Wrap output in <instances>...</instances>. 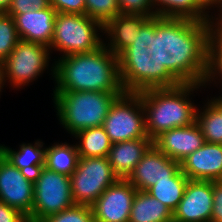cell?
Segmentation results:
<instances>
[{
    "label": "cell",
    "instance_id": "obj_4",
    "mask_svg": "<svg viewBox=\"0 0 222 222\" xmlns=\"http://www.w3.org/2000/svg\"><path fill=\"white\" fill-rule=\"evenodd\" d=\"M57 117L68 133L102 126L114 100L122 94L99 91L53 92Z\"/></svg>",
    "mask_w": 222,
    "mask_h": 222
},
{
    "label": "cell",
    "instance_id": "obj_23",
    "mask_svg": "<svg viewBox=\"0 0 222 222\" xmlns=\"http://www.w3.org/2000/svg\"><path fill=\"white\" fill-rule=\"evenodd\" d=\"M79 143H76L78 156L108 157L112 142L102 126L83 129L73 135Z\"/></svg>",
    "mask_w": 222,
    "mask_h": 222
},
{
    "label": "cell",
    "instance_id": "obj_41",
    "mask_svg": "<svg viewBox=\"0 0 222 222\" xmlns=\"http://www.w3.org/2000/svg\"><path fill=\"white\" fill-rule=\"evenodd\" d=\"M211 101L222 111V97L218 96L217 98H211Z\"/></svg>",
    "mask_w": 222,
    "mask_h": 222
},
{
    "label": "cell",
    "instance_id": "obj_12",
    "mask_svg": "<svg viewBox=\"0 0 222 222\" xmlns=\"http://www.w3.org/2000/svg\"><path fill=\"white\" fill-rule=\"evenodd\" d=\"M213 181L188 179L183 198L173 211V222H210Z\"/></svg>",
    "mask_w": 222,
    "mask_h": 222
},
{
    "label": "cell",
    "instance_id": "obj_27",
    "mask_svg": "<svg viewBox=\"0 0 222 222\" xmlns=\"http://www.w3.org/2000/svg\"><path fill=\"white\" fill-rule=\"evenodd\" d=\"M19 40L13 17L0 13V63L10 55Z\"/></svg>",
    "mask_w": 222,
    "mask_h": 222
},
{
    "label": "cell",
    "instance_id": "obj_25",
    "mask_svg": "<svg viewBox=\"0 0 222 222\" xmlns=\"http://www.w3.org/2000/svg\"><path fill=\"white\" fill-rule=\"evenodd\" d=\"M77 146L65 143H54L46 148L45 166L57 173L70 176L78 163Z\"/></svg>",
    "mask_w": 222,
    "mask_h": 222
},
{
    "label": "cell",
    "instance_id": "obj_28",
    "mask_svg": "<svg viewBox=\"0 0 222 222\" xmlns=\"http://www.w3.org/2000/svg\"><path fill=\"white\" fill-rule=\"evenodd\" d=\"M118 14V0H85V15L103 26Z\"/></svg>",
    "mask_w": 222,
    "mask_h": 222
},
{
    "label": "cell",
    "instance_id": "obj_5",
    "mask_svg": "<svg viewBox=\"0 0 222 222\" xmlns=\"http://www.w3.org/2000/svg\"><path fill=\"white\" fill-rule=\"evenodd\" d=\"M119 75L125 92L173 87L180 83L150 58L148 47L128 46L118 55Z\"/></svg>",
    "mask_w": 222,
    "mask_h": 222
},
{
    "label": "cell",
    "instance_id": "obj_14",
    "mask_svg": "<svg viewBox=\"0 0 222 222\" xmlns=\"http://www.w3.org/2000/svg\"><path fill=\"white\" fill-rule=\"evenodd\" d=\"M180 169V162L152 145L126 179L137 190L147 191L157 181L172 178Z\"/></svg>",
    "mask_w": 222,
    "mask_h": 222
},
{
    "label": "cell",
    "instance_id": "obj_1",
    "mask_svg": "<svg viewBox=\"0 0 222 222\" xmlns=\"http://www.w3.org/2000/svg\"><path fill=\"white\" fill-rule=\"evenodd\" d=\"M209 22L151 17L150 58L179 82L205 85L208 76Z\"/></svg>",
    "mask_w": 222,
    "mask_h": 222
},
{
    "label": "cell",
    "instance_id": "obj_43",
    "mask_svg": "<svg viewBox=\"0 0 222 222\" xmlns=\"http://www.w3.org/2000/svg\"><path fill=\"white\" fill-rule=\"evenodd\" d=\"M88 222H102L99 218H97L94 214L89 218Z\"/></svg>",
    "mask_w": 222,
    "mask_h": 222
},
{
    "label": "cell",
    "instance_id": "obj_21",
    "mask_svg": "<svg viewBox=\"0 0 222 222\" xmlns=\"http://www.w3.org/2000/svg\"><path fill=\"white\" fill-rule=\"evenodd\" d=\"M44 143L37 140L33 145L23 143L20 149L15 151L0 145V152L18 169L34 175L41 167L45 166L46 148Z\"/></svg>",
    "mask_w": 222,
    "mask_h": 222
},
{
    "label": "cell",
    "instance_id": "obj_35",
    "mask_svg": "<svg viewBox=\"0 0 222 222\" xmlns=\"http://www.w3.org/2000/svg\"><path fill=\"white\" fill-rule=\"evenodd\" d=\"M0 222H29L25 214L20 210L8 206L0 201Z\"/></svg>",
    "mask_w": 222,
    "mask_h": 222
},
{
    "label": "cell",
    "instance_id": "obj_20",
    "mask_svg": "<svg viewBox=\"0 0 222 222\" xmlns=\"http://www.w3.org/2000/svg\"><path fill=\"white\" fill-rule=\"evenodd\" d=\"M129 222H173V212L147 191L137 190Z\"/></svg>",
    "mask_w": 222,
    "mask_h": 222
},
{
    "label": "cell",
    "instance_id": "obj_39",
    "mask_svg": "<svg viewBox=\"0 0 222 222\" xmlns=\"http://www.w3.org/2000/svg\"><path fill=\"white\" fill-rule=\"evenodd\" d=\"M12 0H0V13H7Z\"/></svg>",
    "mask_w": 222,
    "mask_h": 222
},
{
    "label": "cell",
    "instance_id": "obj_10",
    "mask_svg": "<svg viewBox=\"0 0 222 222\" xmlns=\"http://www.w3.org/2000/svg\"><path fill=\"white\" fill-rule=\"evenodd\" d=\"M50 52L45 45L19 40L2 62L5 83L19 89L35 81L49 66Z\"/></svg>",
    "mask_w": 222,
    "mask_h": 222
},
{
    "label": "cell",
    "instance_id": "obj_11",
    "mask_svg": "<svg viewBox=\"0 0 222 222\" xmlns=\"http://www.w3.org/2000/svg\"><path fill=\"white\" fill-rule=\"evenodd\" d=\"M33 193V175L15 167L0 152V201L28 217L33 208Z\"/></svg>",
    "mask_w": 222,
    "mask_h": 222
},
{
    "label": "cell",
    "instance_id": "obj_16",
    "mask_svg": "<svg viewBox=\"0 0 222 222\" xmlns=\"http://www.w3.org/2000/svg\"><path fill=\"white\" fill-rule=\"evenodd\" d=\"M205 143L197 122L190 126L173 128L153 140V145L169 158L181 162Z\"/></svg>",
    "mask_w": 222,
    "mask_h": 222
},
{
    "label": "cell",
    "instance_id": "obj_6",
    "mask_svg": "<svg viewBox=\"0 0 222 222\" xmlns=\"http://www.w3.org/2000/svg\"><path fill=\"white\" fill-rule=\"evenodd\" d=\"M100 30L103 25L87 15L57 13L50 44V51H60V58L79 53H88L104 44Z\"/></svg>",
    "mask_w": 222,
    "mask_h": 222
},
{
    "label": "cell",
    "instance_id": "obj_36",
    "mask_svg": "<svg viewBox=\"0 0 222 222\" xmlns=\"http://www.w3.org/2000/svg\"><path fill=\"white\" fill-rule=\"evenodd\" d=\"M151 41V17L137 31L134 42L130 46L149 47Z\"/></svg>",
    "mask_w": 222,
    "mask_h": 222
},
{
    "label": "cell",
    "instance_id": "obj_13",
    "mask_svg": "<svg viewBox=\"0 0 222 222\" xmlns=\"http://www.w3.org/2000/svg\"><path fill=\"white\" fill-rule=\"evenodd\" d=\"M136 191L127 179L119 178L91 206L93 214L102 222H129Z\"/></svg>",
    "mask_w": 222,
    "mask_h": 222
},
{
    "label": "cell",
    "instance_id": "obj_34",
    "mask_svg": "<svg viewBox=\"0 0 222 222\" xmlns=\"http://www.w3.org/2000/svg\"><path fill=\"white\" fill-rule=\"evenodd\" d=\"M210 222H222V181L213 182V207Z\"/></svg>",
    "mask_w": 222,
    "mask_h": 222
},
{
    "label": "cell",
    "instance_id": "obj_24",
    "mask_svg": "<svg viewBox=\"0 0 222 222\" xmlns=\"http://www.w3.org/2000/svg\"><path fill=\"white\" fill-rule=\"evenodd\" d=\"M187 182L188 178L180 169L172 178L157 181L147 192L173 212L183 198Z\"/></svg>",
    "mask_w": 222,
    "mask_h": 222
},
{
    "label": "cell",
    "instance_id": "obj_42",
    "mask_svg": "<svg viewBox=\"0 0 222 222\" xmlns=\"http://www.w3.org/2000/svg\"><path fill=\"white\" fill-rule=\"evenodd\" d=\"M217 9H219L218 12H220V14L218 13V16H215V17H222V0L219 1V4L216 6Z\"/></svg>",
    "mask_w": 222,
    "mask_h": 222
},
{
    "label": "cell",
    "instance_id": "obj_19",
    "mask_svg": "<svg viewBox=\"0 0 222 222\" xmlns=\"http://www.w3.org/2000/svg\"><path fill=\"white\" fill-rule=\"evenodd\" d=\"M148 18L144 15L118 14L103 26V33L110 39V42L104 45L118 56L134 42L137 31Z\"/></svg>",
    "mask_w": 222,
    "mask_h": 222
},
{
    "label": "cell",
    "instance_id": "obj_22",
    "mask_svg": "<svg viewBox=\"0 0 222 222\" xmlns=\"http://www.w3.org/2000/svg\"><path fill=\"white\" fill-rule=\"evenodd\" d=\"M156 16L209 22L210 14L198 0H152ZM158 6V7H157Z\"/></svg>",
    "mask_w": 222,
    "mask_h": 222
},
{
    "label": "cell",
    "instance_id": "obj_9",
    "mask_svg": "<svg viewBox=\"0 0 222 222\" xmlns=\"http://www.w3.org/2000/svg\"><path fill=\"white\" fill-rule=\"evenodd\" d=\"M118 179L108 157H79L77 167L70 175L74 203L91 207Z\"/></svg>",
    "mask_w": 222,
    "mask_h": 222
},
{
    "label": "cell",
    "instance_id": "obj_2",
    "mask_svg": "<svg viewBox=\"0 0 222 222\" xmlns=\"http://www.w3.org/2000/svg\"><path fill=\"white\" fill-rule=\"evenodd\" d=\"M57 85L53 92L99 91L123 94L118 56L106 45L88 53L72 54L51 67Z\"/></svg>",
    "mask_w": 222,
    "mask_h": 222
},
{
    "label": "cell",
    "instance_id": "obj_3",
    "mask_svg": "<svg viewBox=\"0 0 222 222\" xmlns=\"http://www.w3.org/2000/svg\"><path fill=\"white\" fill-rule=\"evenodd\" d=\"M201 86L206 85L180 83L138 92L145 111L146 132L152 141L165 131L196 122V105L189 96Z\"/></svg>",
    "mask_w": 222,
    "mask_h": 222
},
{
    "label": "cell",
    "instance_id": "obj_29",
    "mask_svg": "<svg viewBox=\"0 0 222 222\" xmlns=\"http://www.w3.org/2000/svg\"><path fill=\"white\" fill-rule=\"evenodd\" d=\"M218 77L222 79V44L211 34L209 40L208 76L205 85L212 83V81L215 83V79H218Z\"/></svg>",
    "mask_w": 222,
    "mask_h": 222
},
{
    "label": "cell",
    "instance_id": "obj_40",
    "mask_svg": "<svg viewBox=\"0 0 222 222\" xmlns=\"http://www.w3.org/2000/svg\"><path fill=\"white\" fill-rule=\"evenodd\" d=\"M4 85H5V80H4L3 64L0 63V92L2 91Z\"/></svg>",
    "mask_w": 222,
    "mask_h": 222
},
{
    "label": "cell",
    "instance_id": "obj_26",
    "mask_svg": "<svg viewBox=\"0 0 222 222\" xmlns=\"http://www.w3.org/2000/svg\"><path fill=\"white\" fill-rule=\"evenodd\" d=\"M205 104L202 111L197 108L196 122L205 142L222 144V111L209 99Z\"/></svg>",
    "mask_w": 222,
    "mask_h": 222
},
{
    "label": "cell",
    "instance_id": "obj_32",
    "mask_svg": "<svg viewBox=\"0 0 222 222\" xmlns=\"http://www.w3.org/2000/svg\"><path fill=\"white\" fill-rule=\"evenodd\" d=\"M50 6V0H12L7 13L22 14L30 10H42Z\"/></svg>",
    "mask_w": 222,
    "mask_h": 222
},
{
    "label": "cell",
    "instance_id": "obj_38",
    "mask_svg": "<svg viewBox=\"0 0 222 222\" xmlns=\"http://www.w3.org/2000/svg\"><path fill=\"white\" fill-rule=\"evenodd\" d=\"M207 10H210L212 7L216 8L220 0H198Z\"/></svg>",
    "mask_w": 222,
    "mask_h": 222
},
{
    "label": "cell",
    "instance_id": "obj_33",
    "mask_svg": "<svg viewBox=\"0 0 222 222\" xmlns=\"http://www.w3.org/2000/svg\"><path fill=\"white\" fill-rule=\"evenodd\" d=\"M57 13L85 15V0H50Z\"/></svg>",
    "mask_w": 222,
    "mask_h": 222
},
{
    "label": "cell",
    "instance_id": "obj_31",
    "mask_svg": "<svg viewBox=\"0 0 222 222\" xmlns=\"http://www.w3.org/2000/svg\"><path fill=\"white\" fill-rule=\"evenodd\" d=\"M120 14L156 16L152 0H118Z\"/></svg>",
    "mask_w": 222,
    "mask_h": 222
},
{
    "label": "cell",
    "instance_id": "obj_37",
    "mask_svg": "<svg viewBox=\"0 0 222 222\" xmlns=\"http://www.w3.org/2000/svg\"><path fill=\"white\" fill-rule=\"evenodd\" d=\"M209 24L211 26V34L222 44V17L215 18L210 16Z\"/></svg>",
    "mask_w": 222,
    "mask_h": 222
},
{
    "label": "cell",
    "instance_id": "obj_15",
    "mask_svg": "<svg viewBox=\"0 0 222 222\" xmlns=\"http://www.w3.org/2000/svg\"><path fill=\"white\" fill-rule=\"evenodd\" d=\"M180 168L191 180L222 181V144L205 142L180 162Z\"/></svg>",
    "mask_w": 222,
    "mask_h": 222
},
{
    "label": "cell",
    "instance_id": "obj_17",
    "mask_svg": "<svg viewBox=\"0 0 222 222\" xmlns=\"http://www.w3.org/2000/svg\"><path fill=\"white\" fill-rule=\"evenodd\" d=\"M56 14V10L50 6L42 10H30L22 14L9 15L14 19L20 40L50 47Z\"/></svg>",
    "mask_w": 222,
    "mask_h": 222
},
{
    "label": "cell",
    "instance_id": "obj_18",
    "mask_svg": "<svg viewBox=\"0 0 222 222\" xmlns=\"http://www.w3.org/2000/svg\"><path fill=\"white\" fill-rule=\"evenodd\" d=\"M152 145L149 137L112 143L108 160L113 172L119 178L126 179Z\"/></svg>",
    "mask_w": 222,
    "mask_h": 222
},
{
    "label": "cell",
    "instance_id": "obj_8",
    "mask_svg": "<svg viewBox=\"0 0 222 222\" xmlns=\"http://www.w3.org/2000/svg\"><path fill=\"white\" fill-rule=\"evenodd\" d=\"M102 127L112 143L148 138L140 94L124 92L118 96L111 104Z\"/></svg>",
    "mask_w": 222,
    "mask_h": 222
},
{
    "label": "cell",
    "instance_id": "obj_7",
    "mask_svg": "<svg viewBox=\"0 0 222 222\" xmlns=\"http://www.w3.org/2000/svg\"><path fill=\"white\" fill-rule=\"evenodd\" d=\"M34 202L29 222H41L75 205L70 176L41 167L34 175Z\"/></svg>",
    "mask_w": 222,
    "mask_h": 222
},
{
    "label": "cell",
    "instance_id": "obj_30",
    "mask_svg": "<svg viewBox=\"0 0 222 222\" xmlns=\"http://www.w3.org/2000/svg\"><path fill=\"white\" fill-rule=\"evenodd\" d=\"M92 215L93 210L90 206L75 204L71 208L48 216L41 222H88Z\"/></svg>",
    "mask_w": 222,
    "mask_h": 222
}]
</instances>
